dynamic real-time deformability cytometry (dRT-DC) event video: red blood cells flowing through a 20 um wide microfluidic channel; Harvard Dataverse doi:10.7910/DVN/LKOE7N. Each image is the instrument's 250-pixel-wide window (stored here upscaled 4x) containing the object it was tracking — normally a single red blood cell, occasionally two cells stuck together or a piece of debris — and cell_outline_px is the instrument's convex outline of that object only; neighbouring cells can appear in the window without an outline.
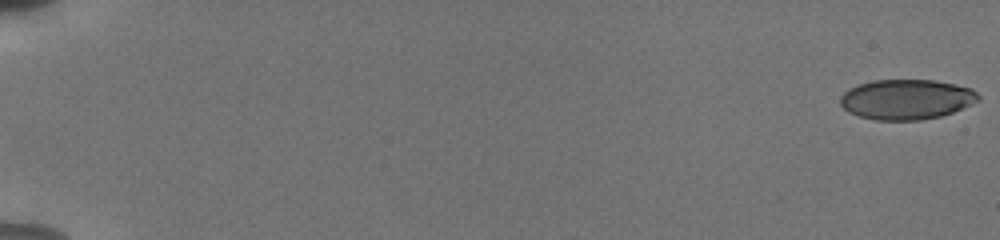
{"species": "human", "species_latin": "Homo sapiens", "temperature_condition": "cold", "stored_images_in_passage": 56, "camera_frame_rate_fps": 3000, "um_per_image_px": 0.085, "donor": {"sex": "male"}, "frame": {"image": 1, "passage_image": 1, "time_ms": 0.0, "image_size_px": [1000, 240], "cell_outline_px": [[980, 100], [972, 104], [952, 112], [940, 116], [920, 120], [876, 120], [860, 116], [848, 112], [840, 104], [840, 96], [848, 88], [872, 80], [932, 80], [972, 88], [980, 96]], "centroid_in_image_um": [77.03, 8.44], "position_along_channel_um": 8.0, "area_um2": 32.19}}
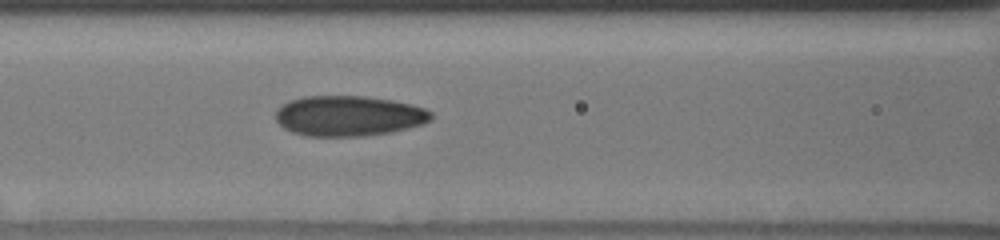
{"frame": {"image": 2, "passage_image": 27, "time_ms": 8.667, "image_size_px": [1000, 240], "cell_outline_px": [[432, 120], [424, 124], [392, 132], [364, 136], [304, 136], [292, 132], [284, 128], [276, 120], [276, 108], [288, 100], [304, 96], [364, 96], [392, 100], [412, 104], [424, 108], [432, 112]], "centroid_in_image_um": [29.64, 9.85], "position_along_channel_um": 137.0, "area_um2": 36.93}}
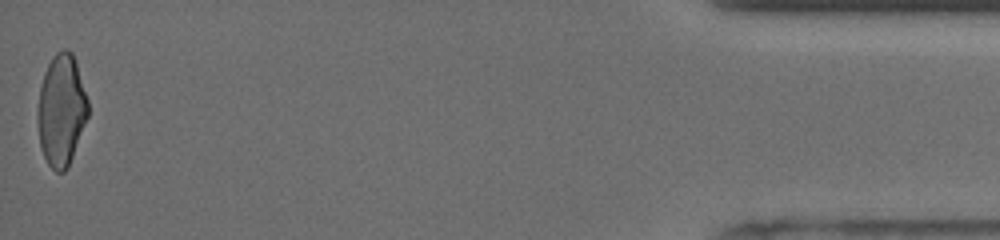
{"frame": {"image": 3, "passage_image": 56, "time_ms": 18.333, "image_size_px": [1000, 240], "cell_outline_px": [[88, 116], [68, 168], [64, 172], [56, 172], [48, 164], [40, 148], [36, 120], [36, 112], [40, 88], [44, 72], [52, 56], [56, 52], [64, 48], [68, 48], [72, 52], [76, 60], [88, 100]], "centroid_in_image_um": [5.2, 9.35], "position_along_channel_um": 430.0, "area_um2": 33.23}, "authors_computed_cell_mechanics": {"area_um2": 34.2176, "velocity_mm_per_s": 3.8317, "shape_relaxation_time_tau1_ms": 6.1499, "shape_relaxation_time_tau2_ms": 1.6812, "deformation_change_tau1": 0.1611, "deformation_change_tau2": 0.0841}}